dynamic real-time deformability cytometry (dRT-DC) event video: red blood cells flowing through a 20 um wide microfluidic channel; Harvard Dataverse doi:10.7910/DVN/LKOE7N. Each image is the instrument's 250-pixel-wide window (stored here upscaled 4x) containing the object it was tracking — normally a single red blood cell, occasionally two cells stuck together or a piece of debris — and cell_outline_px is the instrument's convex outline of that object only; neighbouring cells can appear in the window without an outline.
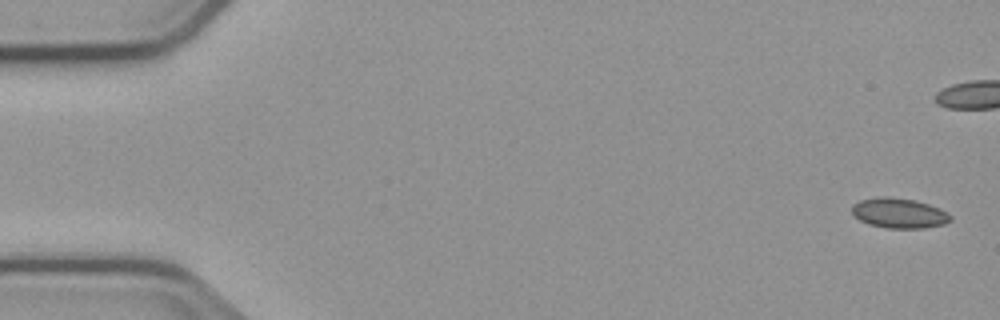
{"species": "common noctule bat (a hibernating species)", "species_latin": "Nyctalus noctula", "temperature_condition": "cold", "stored_images_in_passage": 5, "camera_frame_rate_fps": 3000, "um_per_image_px": 0.085, "animal": {"sex": "male", "body_mass_g": 23.1, "forearm_length_mm": 52.7}, "frame": {"image": 1, "passage_image": 1, "time_ms": 0.0, "image_size_px": [1000, 320], "cell_outline_px": [[952, 220], [944, 224], [924, 228], [888, 228], [868, 224], [852, 216], [852, 204], [860, 200], [880, 196], [888, 196], [916, 200], [940, 208], [948, 212], [952, 216]], "centroid_in_image_um": [76.42, 18.11], "position_along_channel_um": 8.6, "area_um2": 17.51}}
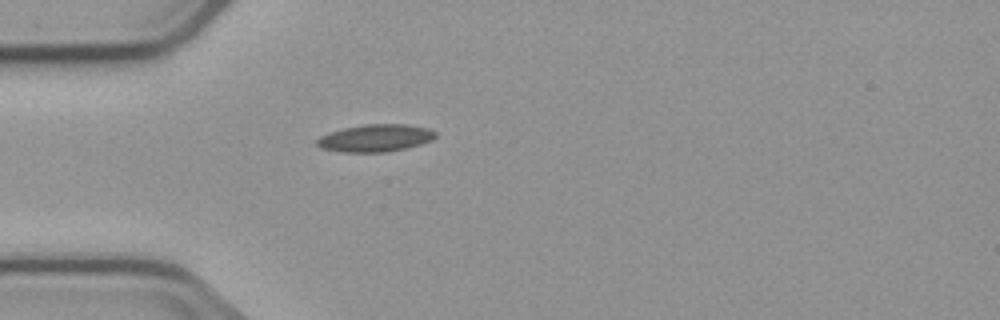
{"frame": {"image": 2, "passage_image": 5, "time_ms": 6.0, "image_size_px": [1000, 320], "cell_outline_px": [[436, 136], [432, 140], [420, 144], [388, 152], [340, 152], [320, 148], [316, 144], [316, 140], [320, 136], [328, 132], [344, 128], [364, 124], [408, 124], [428, 128], [436, 132]], "centroid_in_image_um": [31.88, 11.73], "position_along_channel_um": 53.1, "area_um2": 19.02}}